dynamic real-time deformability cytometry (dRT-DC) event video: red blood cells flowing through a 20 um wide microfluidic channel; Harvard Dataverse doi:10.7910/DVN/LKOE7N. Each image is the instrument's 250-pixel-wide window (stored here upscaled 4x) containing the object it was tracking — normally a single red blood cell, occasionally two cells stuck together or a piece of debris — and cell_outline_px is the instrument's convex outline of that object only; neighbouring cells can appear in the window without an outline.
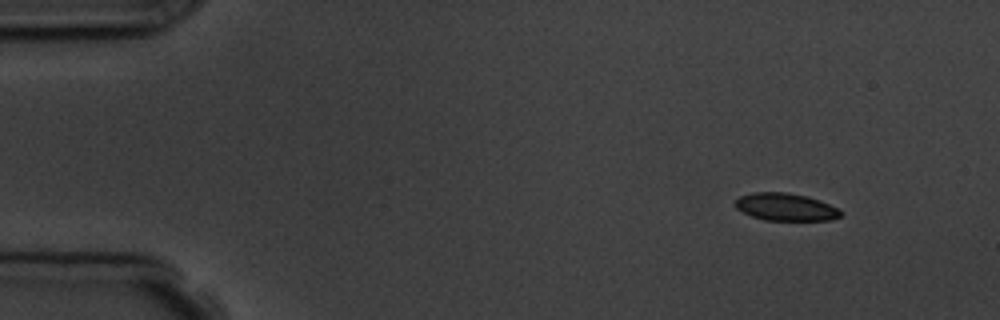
{"species": "common noctule bat (a hibernating species)", "species_latin": "Nyctalus noctula", "temperature_condition": "room temperature", "stored_images_in_passage": 4, "camera_frame_rate_fps": 3000, "um_per_image_px": 0.085, "animal": {"sex": "male", "body_mass_g": 19.5, "forearm_length_mm": 54.6}, "frame": {"image": 1, "passage_image": 1, "time_ms": 0.0, "image_size_px": [1000, 320], "cell_outline_px": [[840, 216], [828, 220], [764, 220], [752, 216], [736, 208], [736, 200], [740, 196], [752, 192], [788, 192], [808, 196], [828, 204], [836, 208], [840, 212]], "centroid_in_image_um": [66.74, 17.58], "position_along_channel_um": 18.3, "area_um2": 16.65}}
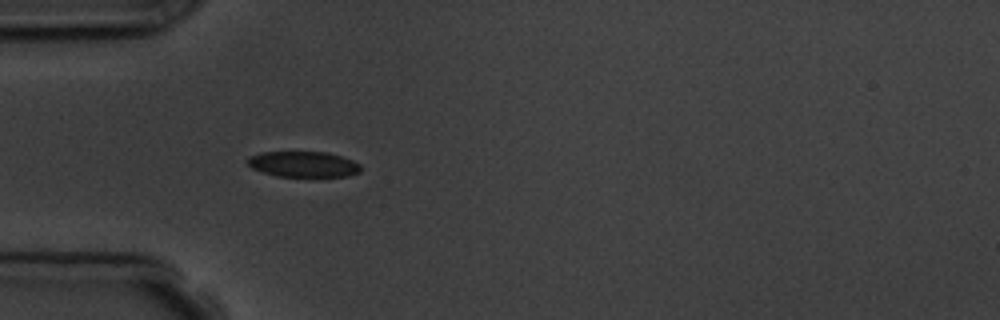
{"frame": {"image": 2, "passage_image": 4, "time_ms": 3.667, "image_size_px": [1000, 320], "cell_outline_px": [[360, 172], [348, 176], [276, 176], [252, 168], [248, 164], [248, 156], [260, 152], [328, 152], [352, 160], [360, 164]], "centroid_in_image_um": [25.78, 13.95], "position_along_channel_um": 59.2, "area_um2": 16.82}}